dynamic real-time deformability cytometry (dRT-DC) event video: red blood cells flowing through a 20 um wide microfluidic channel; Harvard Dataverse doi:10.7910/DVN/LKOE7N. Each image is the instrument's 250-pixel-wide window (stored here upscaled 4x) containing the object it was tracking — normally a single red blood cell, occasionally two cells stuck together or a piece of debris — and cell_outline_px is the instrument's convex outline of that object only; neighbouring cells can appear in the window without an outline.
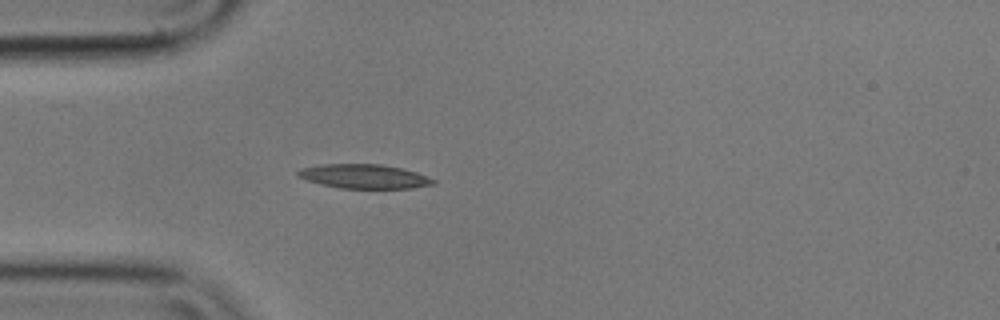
{"species": "common noctule bat (a hibernating species)", "species_latin": "Nyctalus noctula", "temperature_condition": "cold", "stored_images_in_passage": 4, "camera_frame_rate_fps": 3000, "um_per_image_px": 0.085, "animal": {"sex": "male", "body_mass_g": 17.9}, "frame": {"image": 1, "passage_image": 4, "time_ms": 1.0, "image_size_px": [1000, 320], "cell_outline_px": [[436, 184], [412, 188], [340, 188], [320, 184], [296, 176], [296, 172], [300, 168], [320, 164], [380, 164], [400, 168], [416, 172], [436, 180]], "centroid_in_image_um": [30.92, 14.99], "position_along_channel_um": 54.1, "area_um2": 19.07}}